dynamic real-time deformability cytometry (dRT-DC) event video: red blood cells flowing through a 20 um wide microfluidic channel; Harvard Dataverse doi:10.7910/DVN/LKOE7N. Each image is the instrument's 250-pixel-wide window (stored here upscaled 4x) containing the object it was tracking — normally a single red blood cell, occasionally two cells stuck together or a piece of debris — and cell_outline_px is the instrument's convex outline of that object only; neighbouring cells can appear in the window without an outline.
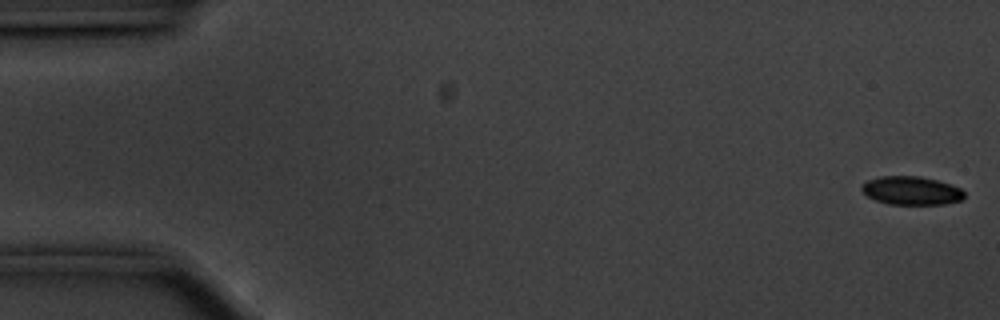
{"species": "common noctule bat (a hibernating species)", "species_latin": "Nyctalus noctula", "temperature_condition": "cold", "stored_images_in_passage": 11, "camera_frame_rate_fps": 3000, "um_per_image_px": 0.085, "animal": {"sex": "male", "body_mass_g": 20.1, "forearm_length_mm": 53.5}, "frame": {"image": 1, "passage_image": 1, "time_ms": 0.0, "image_size_px": [1000, 320], "cell_outline_px": [[964, 196], [960, 200], [944, 204], [888, 204], [876, 200], [868, 196], [860, 188], [868, 180], [880, 176], [920, 176], [936, 180], [960, 188], [964, 192]], "centroid_in_image_um": [77.45, 16.2], "position_along_channel_um": 7.5, "area_um2": 16.76}}